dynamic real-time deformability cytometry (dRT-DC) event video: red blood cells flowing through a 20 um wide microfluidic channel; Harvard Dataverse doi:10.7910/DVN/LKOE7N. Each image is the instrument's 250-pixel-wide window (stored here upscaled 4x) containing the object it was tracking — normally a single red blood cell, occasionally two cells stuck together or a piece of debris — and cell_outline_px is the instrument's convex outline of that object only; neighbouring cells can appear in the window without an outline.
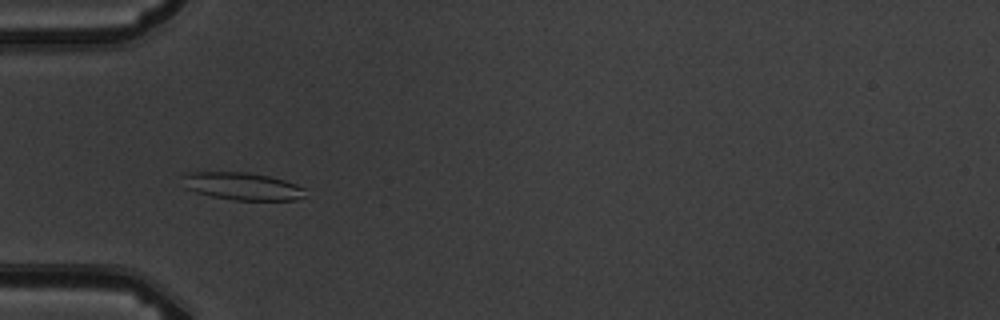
{"species": "common noctule bat (a hibernating species)", "species_latin": "Nyctalus noctula", "temperature_condition": "warm", "stored_images_in_passage": 4, "camera_frame_rate_fps": 3000, "um_per_image_px": 0.085, "animal": {"sex": "male", "body_mass_g": 19.5, "forearm_length_mm": 54.6}, "frame": {"image": 1, "passage_image": 4, "time_ms": 3.667, "image_size_px": [1000, 320], "cell_outline_px": [[308, 188], [304, 196], [296, 200], [232, 200], [212, 196], [196, 192], [188, 188], [184, 176], [188, 172], [248, 172], [268, 176], [284, 180]], "centroid_in_image_um": [20.7, 15.83], "position_along_channel_um": 64.3, "area_um2": 19.54}}